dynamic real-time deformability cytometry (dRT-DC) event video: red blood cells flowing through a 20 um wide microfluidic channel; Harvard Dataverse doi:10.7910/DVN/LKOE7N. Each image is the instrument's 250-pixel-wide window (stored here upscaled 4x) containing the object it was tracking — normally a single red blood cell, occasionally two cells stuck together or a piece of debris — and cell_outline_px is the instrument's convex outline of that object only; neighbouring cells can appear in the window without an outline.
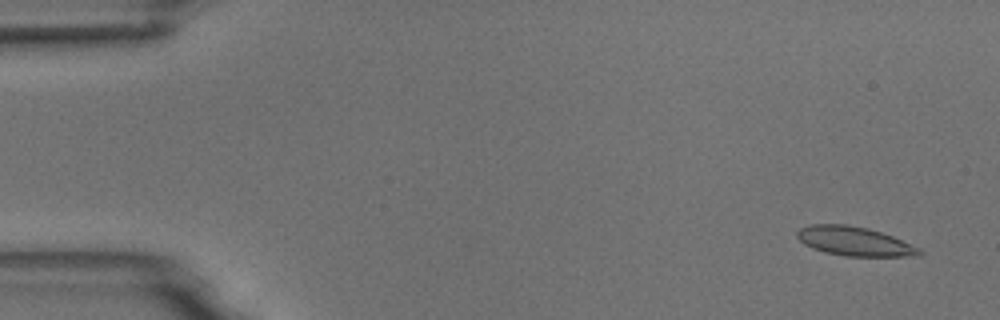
{"species": "common noctule bat (a hibernating species)", "species_latin": "Nyctalus noctula", "temperature_condition": "room temperature", "stored_images_in_passage": 4, "camera_frame_rate_fps": 3000, "um_per_image_px": 0.085, "animal": {"sex": "male", "body_mass_g": 18.8}, "frame": {"image": 1, "passage_image": 1, "time_ms": 0.0, "image_size_px": [1000, 320], "cell_outline_px": [[924, 252], [920, 256], [844, 256], [824, 252], [812, 248], [804, 244], [796, 236], [796, 232], [800, 228], [812, 224], [848, 224], [868, 228], [892, 236], [920, 248]], "centroid_in_image_um": [72.62, 20.51], "position_along_channel_um": 12.4, "area_um2": 20.81}}
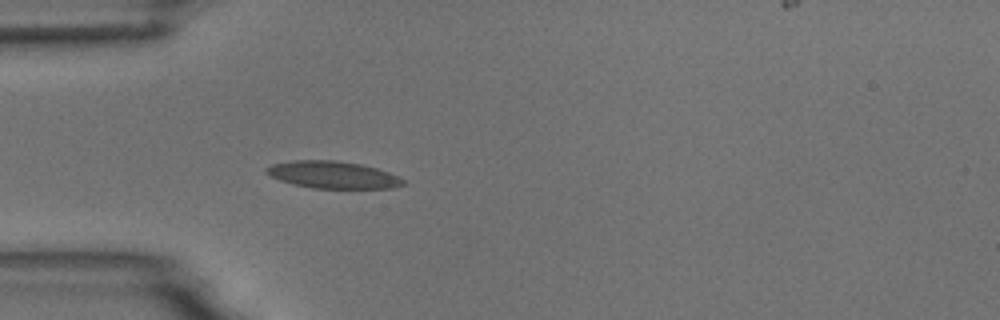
{"frame": {"image": 2, "passage_image": 4, "time_ms": 4.333, "image_size_px": [1000, 320], "cell_outline_px": [[408, 184], [392, 188], [312, 188], [292, 184], [280, 180], [264, 172], [264, 168], [272, 164], [292, 160], [336, 160], [360, 164], [376, 168], [388, 172], [404, 180]], "centroid_in_image_um": [28.27, 14.86], "position_along_channel_um": 56.7, "area_um2": 21.68}}